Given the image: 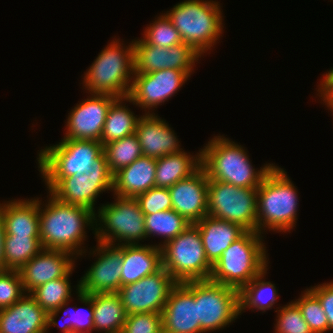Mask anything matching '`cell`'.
<instances>
[{
  "mask_svg": "<svg viewBox=\"0 0 333 333\" xmlns=\"http://www.w3.org/2000/svg\"><path fill=\"white\" fill-rule=\"evenodd\" d=\"M103 152L99 141L61 139L38 150V171L50 192L64 177H79L88 171Z\"/></svg>",
  "mask_w": 333,
  "mask_h": 333,
  "instance_id": "7",
  "label": "cell"
},
{
  "mask_svg": "<svg viewBox=\"0 0 333 333\" xmlns=\"http://www.w3.org/2000/svg\"><path fill=\"white\" fill-rule=\"evenodd\" d=\"M206 143L200 150L201 167L208 180L241 188H258L275 166V163H265L260 169L254 168L247 149L225 135L217 134Z\"/></svg>",
  "mask_w": 333,
  "mask_h": 333,
  "instance_id": "2",
  "label": "cell"
},
{
  "mask_svg": "<svg viewBox=\"0 0 333 333\" xmlns=\"http://www.w3.org/2000/svg\"><path fill=\"white\" fill-rule=\"evenodd\" d=\"M103 151L112 174L143 156L136 134L106 144Z\"/></svg>",
  "mask_w": 333,
  "mask_h": 333,
  "instance_id": "35",
  "label": "cell"
},
{
  "mask_svg": "<svg viewBox=\"0 0 333 333\" xmlns=\"http://www.w3.org/2000/svg\"><path fill=\"white\" fill-rule=\"evenodd\" d=\"M268 267L239 291L240 315L245 310L266 312L274 308L279 298L276 284L267 281Z\"/></svg>",
  "mask_w": 333,
  "mask_h": 333,
  "instance_id": "31",
  "label": "cell"
},
{
  "mask_svg": "<svg viewBox=\"0 0 333 333\" xmlns=\"http://www.w3.org/2000/svg\"><path fill=\"white\" fill-rule=\"evenodd\" d=\"M199 228L208 261L214 265L222 253L246 230L236 223L206 215L195 224Z\"/></svg>",
  "mask_w": 333,
  "mask_h": 333,
  "instance_id": "26",
  "label": "cell"
},
{
  "mask_svg": "<svg viewBox=\"0 0 333 333\" xmlns=\"http://www.w3.org/2000/svg\"><path fill=\"white\" fill-rule=\"evenodd\" d=\"M135 134L143 156L157 159L183 150L173 128L156 113H144L138 121Z\"/></svg>",
  "mask_w": 333,
  "mask_h": 333,
  "instance_id": "21",
  "label": "cell"
},
{
  "mask_svg": "<svg viewBox=\"0 0 333 333\" xmlns=\"http://www.w3.org/2000/svg\"><path fill=\"white\" fill-rule=\"evenodd\" d=\"M300 309L303 319L313 333H326L328 319L318 298L306 288L298 299L293 301Z\"/></svg>",
  "mask_w": 333,
  "mask_h": 333,
  "instance_id": "37",
  "label": "cell"
},
{
  "mask_svg": "<svg viewBox=\"0 0 333 333\" xmlns=\"http://www.w3.org/2000/svg\"><path fill=\"white\" fill-rule=\"evenodd\" d=\"M39 200V236L44 249L62 250L78 257L84 253L87 230L95 234V213L83 206L66 204L49 191ZM92 228V229H91Z\"/></svg>",
  "mask_w": 333,
  "mask_h": 333,
  "instance_id": "1",
  "label": "cell"
},
{
  "mask_svg": "<svg viewBox=\"0 0 333 333\" xmlns=\"http://www.w3.org/2000/svg\"><path fill=\"white\" fill-rule=\"evenodd\" d=\"M274 309L277 313L275 333H313L293 300Z\"/></svg>",
  "mask_w": 333,
  "mask_h": 333,
  "instance_id": "38",
  "label": "cell"
},
{
  "mask_svg": "<svg viewBox=\"0 0 333 333\" xmlns=\"http://www.w3.org/2000/svg\"><path fill=\"white\" fill-rule=\"evenodd\" d=\"M76 291L77 300L83 306H86L81 309L74 305L69 307L71 301L65 302L56 310L47 313V333L50 330V327L60 328L61 333H93V303H92V294H83L79 291V281L77 282ZM75 307V308H74ZM85 308V309H84ZM59 313H63L62 317L66 320L65 323H60L57 321ZM62 321V320H61Z\"/></svg>",
  "mask_w": 333,
  "mask_h": 333,
  "instance_id": "27",
  "label": "cell"
},
{
  "mask_svg": "<svg viewBox=\"0 0 333 333\" xmlns=\"http://www.w3.org/2000/svg\"><path fill=\"white\" fill-rule=\"evenodd\" d=\"M126 102L128 103V96L117 98L109 108L100 140L103 147L110 142L135 134L142 115H135L128 104L126 106Z\"/></svg>",
  "mask_w": 333,
  "mask_h": 333,
  "instance_id": "30",
  "label": "cell"
},
{
  "mask_svg": "<svg viewBox=\"0 0 333 333\" xmlns=\"http://www.w3.org/2000/svg\"><path fill=\"white\" fill-rule=\"evenodd\" d=\"M101 50L96 59L84 72L82 89L88 94H108L117 98L130 93L134 77L133 40L124 45V41L115 38Z\"/></svg>",
  "mask_w": 333,
  "mask_h": 333,
  "instance_id": "5",
  "label": "cell"
},
{
  "mask_svg": "<svg viewBox=\"0 0 333 333\" xmlns=\"http://www.w3.org/2000/svg\"><path fill=\"white\" fill-rule=\"evenodd\" d=\"M216 0H184L164 14L179 31L183 43L199 55H210L224 33V17Z\"/></svg>",
  "mask_w": 333,
  "mask_h": 333,
  "instance_id": "4",
  "label": "cell"
},
{
  "mask_svg": "<svg viewBox=\"0 0 333 333\" xmlns=\"http://www.w3.org/2000/svg\"><path fill=\"white\" fill-rule=\"evenodd\" d=\"M96 247V248H95ZM78 257L92 255L93 264L79 280V291L83 294L117 293L121 287L122 245L97 241V245Z\"/></svg>",
  "mask_w": 333,
  "mask_h": 333,
  "instance_id": "14",
  "label": "cell"
},
{
  "mask_svg": "<svg viewBox=\"0 0 333 333\" xmlns=\"http://www.w3.org/2000/svg\"><path fill=\"white\" fill-rule=\"evenodd\" d=\"M177 282L162 267L156 273L137 282L121 286L120 296L126 315L145 312L159 313L164 309L169 294Z\"/></svg>",
  "mask_w": 333,
  "mask_h": 333,
  "instance_id": "15",
  "label": "cell"
},
{
  "mask_svg": "<svg viewBox=\"0 0 333 333\" xmlns=\"http://www.w3.org/2000/svg\"><path fill=\"white\" fill-rule=\"evenodd\" d=\"M113 189V174L110 172L106 154L103 152L92 167L79 177H64L50 193L66 204L83 206L94 213L97 198Z\"/></svg>",
  "mask_w": 333,
  "mask_h": 333,
  "instance_id": "12",
  "label": "cell"
},
{
  "mask_svg": "<svg viewBox=\"0 0 333 333\" xmlns=\"http://www.w3.org/2000/svg\"><path fill=\"white\" fill-rule=\"evenodd\" d=\"M40 237L11 236L4 238L5 270H19L42 250Z\"/></svg>",
  "mask_w": 333,
  "mask_h": 333,
  "instance_id": "34",
  "label": "cell"
},
{
  "mask_svg": "<svg viewBox=\"0 0 333 333\" xmlns=\"http://www.w3.org/2000/svg\"><path fill=\"white\" fill-rule=\"evenodd\" d=\"M161 268V248L155 243L122 245L121 286L137 282Z\"/></svg>",
  "mask_w": 333,
  "mask_h": 333,
  "instance_id": "24",
  "label": "cell"
},
{
  "mask_svg": "<svg viewBox=\"0 0 333 333\" xmlns=\"http://www.w3.org/2000/svg\"><path fill=\"white\" fill-rule=\"evenodd\" d=\"M264 238L258 232L246 231L222 253L209 279L240 291L269 266Z\"/></svg>",
  "mask_w": 333,
  "mask_h": 333,
  "instance_id": "6",
  "label": "cell"
},
{
  "mask_svg": "<svg viewBox=\"0 0 333 333\" xmlns=\"http://www.w3.org/2000/svg\"><path fill=\"white\" fill-rule=\"evenodd\" d=\"M4 238H5V231H4V223L2 220V215L0 211V271L5 270V263H4Z\"/></svg>",
  "mask_w": 333,
  "mask_h": 333,
  "instance_id": "44",
  "label": "cell"
},
{
  "mask_svg": "<svg viewBox=\"0 0 333 333\" xmlns=\"http://www.w3.org/2000/svg\"><path fill=\"white\" fill-rule=\"evenodd\" d=\"M39 199L15 198L0 203L5 235L40 237Z\"/></svg>",
  "mask_w": 333,
  "mask_h": 333,
  "instance_id": "23",
  "label": "cell"
},
{
  "mask_svg": "<svg viewBox=\"0 0 333 333\" xmlns=\"http://www.w3.org/2000/svg\"><path fill=\"white\" fill-rule=\"evenodd\" d=\"M144 214L172 209V200L168 188L153 187L135 197Z\"/></svg>",
  "mask_w": 333,
  "mask_h": 333,
  "instance_id": "40",
  "label": "cell"
},
{
  "mask_svg": "<svg viewBox=\"0 0 333 333\" xmlns=\"http://www.w3.org/2000/svg\"><path fill=\"white\" fill-rule=\"evenodd\" d=\"M189 79L185 71L175 69L134 74L128 102L145 114H154V110L175 96Z\"/></svg>",
  "mask_w": 333,
  "mask_h": 333,
  "instance_id": "13",
  "label": "cell"
},
{
  "mask_svg": "<svg viewBox=\"0 0 333 333\" xmlns=\"http://www.w3.org/2000/svg\"><path fill=\"white\" fill-rule=\"evenodd\" d=\"M121 333H163L161 314L145 312L126 315Z\"/></svg>",
  "mask_w": 333,
  "mask_h": 333,
  "instance_id": "41",
  "label": "cell"
},
{
  "mask_svg": "<svg viewBox=\"0 0 333 333\" xmlns=\"http://www.w3.org/2000/svg\"><path fill=\"white\" fill-rule=\"evenodd\" d=\"M74 269L75 266L64 277L42 284L30 293L47 313L56 310L65 302L73 301V289L69 279Z\"/></svg>",
  "mask_w": 333,
  "mask_h": 333,
  "instance_id": "33",
  "label": "cell"
},
{
  "mask_svg": "<svg viewBox=\"0 0 333 333\" xmlns=\"http://www.w3.org/2000/svg\"><path fill=\"white\" fill-rule=\"evenodd\" d=\"M328 72V73H327ZM323 74L320 83L318 84L316 90V97H319L321 100L320 103L327 107V110L333 112V68ZM323 101V102H322Z\"/></svg>",
  "mask_w": 333,
  "mask_h": 333,
  "instance_id": "43",
  "label": "cell"
},
{
  "mask_svg": "<svg viewBox=\"0 0 333 333\" xmlns=\"http://www.w3.org/2000/svg\"><path fill=\"white\" fill-rule=\"evenodd\" d=\"M133 45L134 74L175 69L185 71L191 77L194 74L195 63L197 64L202 57L187 43L161 48L147 44L141 38H135Z\"/></svg>",
  "mask_w": 333,
  "mask_h": 333,
  "instance_id": "16",
  "label": "cell"
},
{
  "mask_svg": "<svg viewBox=\"0 0 333 333\" xmlns=\"http://www.w3.org/2000/svg\"><path fill=\"white\" fill-rule=\"evenodd\" d=\"M113 196L114 202L96 209V241L112 245H135L146 241L145 214L138 202L135 198Z\"/></svg>",
  "mask_w": 333,
  "mask_h": 333,
  "instance_id": "8",
  "label": "cell"
},
{
  "mask_svg": "<svg viewBox=\"0 0 333 333\" xmlns=\"http://www.w3.org/2000/svg\"><path fill=\"white\" fill-rule=\"evenodd\" d=\"M94 331L121 333L126 313L117 293L92 294Z\"/></svg>",
  "mask_w": 333,
  "mask_h": 333,
  "instance_id": "29",
  "label": "cell"
},
{
  "mask_svg": "<svg viewBox=\"0 0 333 333\" xmlns=\"http://www.w3.org/2000/svg\"><path fill=\"white\" fill-rule=\"evenodd\" d=\"M287 172L275 165L257 188V232L291 233L296 227L298 190ZM266 230V231H265Z\"/></svg>",
  "mask_w": 333,
  "mask_h": 333,
  "instance_id": "3",
  "label": "cell"
},
{
  "mask_svg": "<svg viewBox=\"0 0 333 333\" xmlns=\"http://www.w3.org/2000/svg\"><path fill=\"white\" fill-rule=\"evenodd\" d=\"M142 35L141 39L145 43L161 48H169L183 43L179 31L164 13L155 17L150 25L147 24Z\"/></svg>",
  "mask_w": 333,
  "mask_h": 333,
  "instance_id": "36",
  "label": "cell"
},
{
  "mask_svg": "<svg viewBox=\"0 0 333 333\" xmlns=\"http://www.w3.org/2000/svg\"><path fill=\"white\" fill-rule=\"evenodd\" d=\"M200 333L216 332L240 316L239 291L212 280H192Z\"/></svg>",
  "mask_w": 333,
  "mask_h": 333,
  "instance_id": "10",
  "label": "cell"
},
{
  "mask_svg": "<svg viewBox=\"0 0 333 333\" xmlns=\"http://www.w3.org/2000/svg\"><path fill=\"white\" fill-rule=\"evenodd\" d=\"M208 183L206 172L200 167L191 176L169 187L172 209L196 224L208 215Z\"/></svg>",
  "mask_w": 333,
  "mask_h": 333,
  "instance_id": "19",
  "label": "cell"
},
{
  "mask_svg": "<svg viewBox=\"0 0 333 333\" xmlns=\"http://www.w3.org/2000/svg\"><path fill=\"white\" fill-rule=\"evenodd\" d=\"M0 333H47V312L26 293L10 307L0 309Z\"/></svg>",
  "mask_w": 333,
  "mask_h": 333,
  "instance_id": "22",
  "label": "cell"
},
{
  "mask_svg": "<svg viewBox=\"0 0 333 333\" xmlns=\"http://www.w3.org/2000/svg\"><path fill=\"white\" fill-rule=\"evenodd\" d=\"M144 222L147 238H162L163 242L156 244L158 247L175 238L191 224L173 209L145 214Z\"/></svg>",
  "mask_w": 333,
  "mask_h": 333,
  "instance_id": "32",
  "label": "cell"
},
{
  "mask_svg": "<svg viewBox=\"0 0 333 333\" xmlns=\"http://www.w3.org/2000/svg\"><path fill=\"white\" fill-rule=\"evenodd\" d=\"M208 215L257 232V188L209 180Z\"/></svg>",
  "mask_w": 333,
  "mask_h": 333,
  "instance_id": "11",
  "label": "cell"
},
{
  "mask_svg": "<svg viewBox=\"0 0 333 333\" xmlns=\"http://www.w3.org/2000/svg\"><path fill=\"white\" fill-rule=\"evenodd\" d=\"M201 167V150L192 155L185 150L156 159L155 187L169 188Z\"/></svg>",
  "mask_w": 333,
  "mask_h": 333,
  "instance_id": "28",
  "label": "cell"
},
{
  "mask_svg": "<svg viewBox=\"0 0 333 333\" xmlns=\"http://www.w3.org/2000/svg\"><path fill=\"white\" fill-rule=\"evenodd\" d=\"M77 258L66 251L42 249L18 271L25 293H31L38 286L64 277L74 266Z\"/></svg>",
  "mask_w": 333,
  "mask_h": 333,
  "instance_id": "20",
  "label": "cell"
},
{
  "mask_svg": "<svg viewBox=\"0 0 333 333\" xmlns=\"http://www.w3.org/2000/svg\"><path fill=\"white\" fill-rule=\"evenodd\" d=\"M163 333H200L192 281L177 283L161 311Z\"/></svg>",
  "mask_w": 333,
  "mask_h": 333,
  "instance_id": "18",
  "label": "cell"
},
{
  "mask_svg": "<svg viewBox=\"0 0 333 333\" xmlns=\"http://www.w3.org/2000/svg\"><path fill=\"white\" fill-rule=\"evenodd\" d=\"M25 293L17 270L0 271V309L13 305Z\"/></svg>",
  "mask_w": 333,
  "mask_h": 333,
  "instance_id": "39",
  "label": "cell"
},
{
  "mask_svg": "<svg viewBox=\"0 0 333 333\" xmlns=\"http://www.w3.org/2000/svg\"><path fill=\"white\" fill-rule=\"evenodd\" d=\"M319 300L328 319V332L333 331V281L308 288Z\"/></svg>",
  "mask_w": 333,
  "mask_h": 333,
  "instance_id": "42",
  "label": "cell"
},
{
  "mask_svg": "<svg viewBox=\"0 0 333 333\" xmlns=\"http://www.w3.org/2000/svg\"><path fill=\"white\" fill-rule=\"evenodd\" d=\"M156 159L141 156L113 174L112 194L135 198L155 187Z\"/></svg>",
  "mask_w": 333,
  "mask_h": 333,
  "instance_id": "25",
  "label": "cell"
},
{
  "mask_svg": "<svg viewBox=\"0 0 333 333\" xmlns=\"http://www.w3.org/2000/svg\"><path fill=\"white\" fill-rule=\"evenodd\" d=\"M162 267L177 282L208 280L213 265L208 261L199 228L190 224L161 247Z\"/></svg>",
  "mask_w": 333,
  "mask_h": 333,
  "instance_id": "9",
  "label": "cell"
},
{
  "mask_svg": "<svg viewBox=\"0 0 333 333\" xmlns=\"http://www.w3.org/2000/svg\"><path fill=\"white\" fill-rule=\"evenodd\" d=\"M117 97L108 94H90L76 104L66 117L62 139L101 140L109 108Z\"/></svg>",
  "mask_w": 333,
  "mask_h": 333,
  "instance_id": "17",
  "label": "cell"
}]
</instances>
